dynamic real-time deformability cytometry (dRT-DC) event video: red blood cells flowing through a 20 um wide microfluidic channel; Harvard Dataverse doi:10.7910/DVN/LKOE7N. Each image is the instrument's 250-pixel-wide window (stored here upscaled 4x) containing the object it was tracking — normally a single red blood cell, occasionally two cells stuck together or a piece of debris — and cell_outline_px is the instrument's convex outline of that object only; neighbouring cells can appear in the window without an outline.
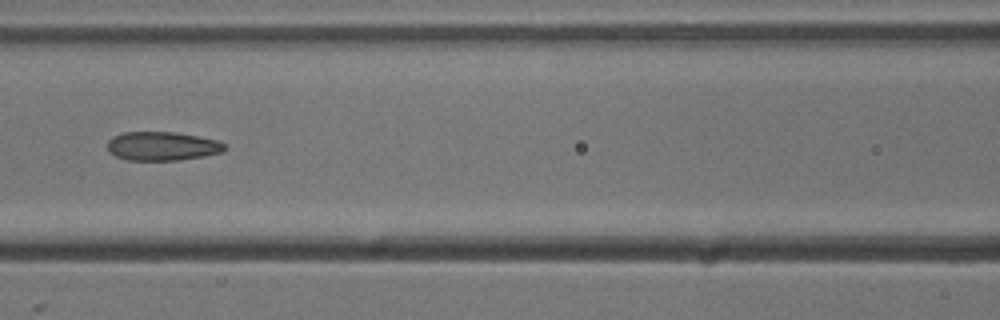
{"species": "common noctule bat (a hibernating species)", "species_latin": "Nyctalus noctula", "temperature_condition": "cold", "stored_images_in_passage": 24, "camera_frame_rate_fps": 3000, "um_per_image_px": 0.085, "animal": {"sex": "male", "body_mass_g": 13.3}, "frame": {"image": 1, "passage_image": 11, "time_ms": 3.333, "image_size_px": [1000, 320], "cell_outline_px": [[228, 148], [224, 152], [204, 156], [180, 160], [128, 160], [116, 156], [108, 152], [108, 140], [112, 136], [124, 132], [176, 132], [220, 140], [228, 144]], "centroid_in_image_um": [13.85, 12.42], "position_along_channel_um": 152.7, "area_um2": 20.06}}
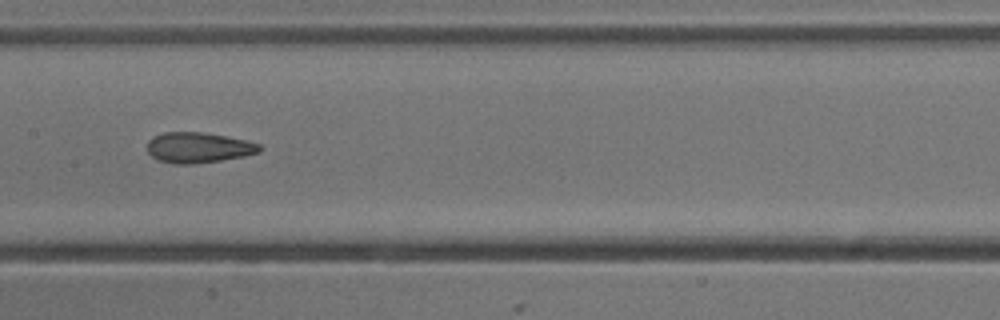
{"frame": {"image": 2, "passage_image": 14, "time_ms": 4.333, "image_size_px": [1000, 320], "cell_outline_px": [[260, 152], [244, 156], [220, 160], [192, 164], [172, 164], [156, 160], [148, 152], [148, 140], [152, 136], [164, 132], [200, 132], [224, 136], [244, 140], [260, 144]], "centroid_in_image_um": [16.81, 12.55], "position_along_channel_um": 190.6, "area_um2": 19.88}}